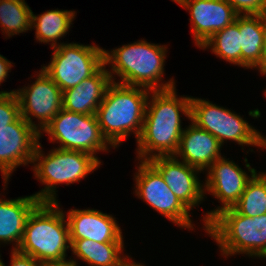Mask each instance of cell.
Instances as JSON below:
<instances>
[{"label": "cell", "mask_w": 266, "mask_h": 266, "mask_svg": "<svg viewBox=\"0 0 266 266\" xmlns=\"http://www.w3.org/2000/svg\"><path fill=\"white\" fill-rule=\"evenodd\" d=\"M261 147L266 148V137L261 135Z\"/></svg>", "instance_id": "cell-33"}, {"label": "cell", "mask_w": 266, "mask_h": 266, "mask_svg": "<svg viewBox=\"0 0 266 266\" xmlns=\"http://www.w3.org/2000/svg\"><path fill=\"white\" fill-rule=\"evenodd\" d=\"M76 260H60V261H47V262H42L41 266H78Z\"/></svg>", "instance_id": "cell-30"}, {"label": "cell", "mask_w": 266, "mask_h": 266, "mask_svg": "<svg viewBox=\"0 0 266 266\" xmlns=\"http://www.w3.org/2000/svg\"><path fill=\"white\" fill-rule=\"evenodd\" d=\"M41 202L34 196L5 200L0 198V242H15L17 250L22 242L27 219Z\"/></svg>", "instance_id": "cell-19"}, {"label": "cell", "mask_w": 266, "mask_h": 266, "mask_svg": "<svg viewBox=\"0 0 266 266\" xmlns=\"http://www.w3.org/2000/svg\"><path fill=\"white\" fill-rule=\"evenodd\" d=\"M20 116V104L15 91H0V130Z\"/></svg>", "instance_id": "cell-26"}, {"label": "cell", "mask_w": 266, "mask_h": 266, "mask_svg": "<svg viewBox=\"0 0 266 266\" xmlns=\"http://www.w3.org/2000/svg\"><path fill=\"white\" fill-rule=\"evenodd\" d=\"M75 17L74 11L48 10L39 16L32 12L31 29L35 28L36 40L41 43H51V47H57L58 39L66 35L70 30Z\"/></svg>", "instance_id": "cell-22"}, {"label": "cell", "mask_w": 266, "mask_h": 266, "mask_svg": "<svg viewBox=\"0 0 266 266\" xmlns=\"http://www.w3.org/2000/svg\"><path fill=\"white\" fill-rule=\"evenodd\" d=\"M244 161L246 163V168H248V171L251 173V177L235 164V162L229 161V159L227 160L224 157L217 159L207 169V171H209L207 172V180H205L206 182L204 183V192L208 191L215 196V198L219 199L222 206L205 214L203 228H205L218 212L233 207L239 201L247 182L256 173V170L251 168L247 158H245Z\"/></svg>", "instance_id": "cell-12"}, {"label": "cell", "mask_w": 266, "mask_h": 266, "mask_svg": "<svg viewBox=\"0 0 266 266\" xmlns=\"http://www.w3.org/2000/svg\"><path fill=\"white\" fill-rule=\"evenodd\" d=\"M239 15L263 14L266 0H225Z\"/></svg>", "instance_id": "cell-27"}, {"label": "cell", "mask_w": 266, "mask_h": 266, "mask_svg": "<svg viewBox=\"0 0 266 266\" xmlns=\"http://www.w3.org/2000/svg\"><path fill=\"white\" fill-rule=\"evenodd\" d=\"M50 141L59 142L58 148L76 150L95 155L99 151L109 150L108 141L102 135L96 115H84L67 111L64 108L43 130Z\"/></svg>", "instance_id": "cell-8"}, {"label": "cell", "mask_w": 266, "mask_h": 266, "mask_svg": "<svg viewBox=\"0 0 266 266\" xmlns=\"http://www.w3.org/2000/svg\"><path fill=\"white\" fill-rule=\"evenodd\" d=\"M52 49L51 63L43 66L42 71L61 91L77 86L104 65V50L96 45L60 43Z\"/></svg>", "instance_id": "cell-7"}, {"label": "cell", "mask_w": 266, "mask_h": 266, "mask_svg": "<svg viewBox=\"0 0 266 266\" xmlns=\"http://www.w3.org/2000/svg\"><path fill=\"white\" fill-rule=\"evenodd\" d=\"M149 162L160 172L169 189L190 211L204 199V186L197 178L199 169L175 156H157Z\"/></svg>", "instance_id": "cell-15"}, {"label": "cell", "mask_w": 266, "mask_h": 266, "mask_svg": "<svg viewBox=\"0 0 266 266\" xmlns=\"http://www.w3.org/2000/svg\"><path fill=\"white\" fill-rule=\"evenodd\" d=\"M233 208L248 217L266 214V173L256 172L252 176Z\"/></svg>", "instance_id": "cell-24"}, {"label": "cell", "mask_w": 266, "mask_h": 266, "mask_svg": "<svg viewBox=\"0 0 266 266\" xmlns=\"http://www.w3.org/2000/svg\"><path fill=\"white\" fill-rule=\"evenodd\" d=\"M41 147L39 142L32 160L34 176L45 184L41 192L34 194L40 202H57L55 188L58 184L80 182L101 164L99 159L83 151L54 148L45 156Z\"/></svg>", "instance_id": "cell-6"}, {"label": "cell", "mask_w": 266, "mask_h": 266, "mask_svg": "<svg viewBox=\"0 0 266 266\" xmlns=\"http://www.w3.org/2000/svg\"><path fill=\"white\" fill-rule=\"evenodd\" d=\"M221 143L208 131L191 123L182 133L178 151L174 155L201 171L221 158Z\"/></svg>", "instance_id": "cell-17"}, {"label": "cell", "mask_w": 266, "mask_h": 266, "mask_svg": "<svg viewBox=\"0 0 266 266\" xmlns=\"http://www.w3.org/2000/svg\"><path fill=\"white\" fill-rule=\"evenodd\" d=\"M67 214L70 240L124 242L121 229L112 215L94 209H70Z\"/></svg>", "instance_id": "cell-16"}, {"label": "cell", "mask_w": 266, "mask_h": 266, "mask_svg": "<svg viewBox=\"0 0 266 266\" xmlns=\"http://www.w3.org/2000/svg\"><path fill=\"white\" fill-rule=\"evenodd\" d=\"M175 90L174 87L151 91L152 101H147L143 129L137 140L138 160L149 161L157 156H174L178 151L184 131L181 128L180 113L190 120L191 97L178 98Z\"/></svg>", "instance_id": "cell-1"}, {"label": "cell", "mask_w": 266, "mask_h": 266, "mask_svg": "<svg viewBox=\"0 0 266 266\" xmlns=\"http://www.w3.org/2000/svg\"><path fill=\"white\" fill-rule=\"evenodd\" d=\"M12 64L5 57L0 54V85L6 80L9 69L11 70Z\"/></svg>", "instance_id": "cell-29"}, {"label": "cell", "mask_w": 266, "mask_h": 266, "mask_svg": "<svg viewBox=\"0 0 266 266\" xmlns=\"http://www.w3.org/2000/svg\"><path fill=\"white\" fill-rule=\"evenodd\" d=\"M241 67L255 68L264 75V27L262 14L239 15Z\"/></svg>", "instance_id": "cell-20"}, {"label": "cell", "mask_w": 266, "mask_h": 266, "mask_svg": "<svg viewBox=\"0 0 266 266\" xmlns=\"http://www.w3.org/2000/svg\"><path fill=\"white\" fill-rule=\"evenodd\" d=\"M163 46L139 40L111 52L104 49V64H111L112 72L108 71L111 81L114 82L113 74H116L121 80L117 83L128 86H140L151 91L174 88L173 78L166 83H159L164 76L167 53L166 46Z\"/></svg>", "instance_id": "cell-3"}, {"label": "cell", "mask_w": 266, "mask_h": 266, "mask_svg": "<svg viewBox=\"0 0 266 266\" xmlns=\"http://www.w3.org/2000/svg\"><path fill=\"white\" fill-rule=\"evenodd\" d=\"M31 21L32 10L25 0H0V26L8 37L30 30Z\"/></svg>", "instance_id": "cell-25"}, {"label": "cell", "mask_w": 266, "mask_h": 266, "mask_svg": "<svg viewBox=\"0 0 266 266\" xmlns=\"http://www.w3.org/2000/svg\"><path fill=\"white\" fill-rule=\"evenodd\" d=\"M65 216L58 202H41L29 215L17 250L40 263L66 259L70 239Z\"/></svg>", "instance_id": "cell-4"}, {"label": "cell", "mask_w": 266, "mask_h": 266, "mask_svg": "<svg viewBox=\"0 0 266 266\" xmlns=\"http://www.w3.org/2000/svg\"><path fill=\"white\" fill-rule=\"evenodd\" d=\"M39 139L40 133L21 115L0 130V171L5 184L16 167L32 163Z\"/></svg>", "instance_id": "cell-13"}, {"label": "cell", "mask_w": 266, "mask_h": 266, "mask_svg": "<svg viewBox=\"0 0 266 266\" xmlns=\"http://www.w3.org/2000/svg\"><path fill=\"white\" fill-rule=\"evenodd\" d=\"M220 247L222 255H266V214L248 217L233 207L218 212L204 229Z\"/></svg>", "instance_id": "cell-5"}, {"label": "cell", "mask_w": 266, "mask_h": 266, "mask_svg": "<svg viewBox=\"0 0 266 266\" xmlns=\"http://www.w3.org/2000/svg\"><path fill=\"white\" fill-rule=\"evenodd\" d=\"M128 257H130V256H127L119 265H117V266H144V265H142V264H138V263H136V262H134V261H130L129 259H128Z\"/></svg>", "instance_id": "cell-32"}, {"label": "cell", "mask_w": 266, "mask_h": 266, "mask_svg": "<svg viewBox=\"0 0 266 266\" xmlns=\"http://www.w3.org/2000/svg\"><path fill=\"white\" fill-rule=\"evenodd\" d=\"M10 266H41V263L30 255L23 254L18 250L11 251Z\"/></svg>", "instance_id": "cell-28"}, {"label": "cell", "mask_w": 266, "mask_h": 266, "mask_svg": "<svg viewBox=\"0 0 266 266\" xmlns=\"http://www.w3.org/2000/svg\"><path fill=\"white\" fill-rule=\"evenodd\" d=\"M140 163L134 176L135 194L171 222L193 230L189 210L169 189L160 172L149 161Z\"/></svg>", "instance_id": "cell-10"}, {"label": "cell", "mask_w": 266, "mask_h": 266, "mask_svg": "<svg viewBox=\"0 0 266 266\" xmlns=\"http://www.w3.org/2000/svg\"><path fill=\"white\" fill-rule=\"evenodd\" d=\"M209 47L216 56L218 55V57L229 63L241 66L239 15L231 25L214 33L208 41L201 46L202 49H207Z\"/></svg>", "instance_id": "cell-23"}, {"label": "cell", "mask_w": 266, "mask_h": 266, "mask_svg": "<svg viewBox=\"0 0 266 266\" xmlns=\"http://www.w3.org/2000/svg\"><path fill=\"white\" fill-rule=\"evenodd\" d=\"M176 3L189 10L191 32L199 48L239 15L225 0H177Z\"/></svg>", "instance_id": "cell-14"}, {"label": "cell", "mask_w": 266, "mask_h": 266, "mask_svg": "<svg viewBox=\"0 0 266 266\" xmlns=\"http://www.w3.org/2000/svg\"><path fill=\"white\" fill-rule=\"evenodd\" d=\"M190 121L216 137L221 145L224 141H235L239 145H254L261 148V135L243 118L210 101L191 97Z\"/></svg>", "instance_id": "cell-9"}, {"label": "cell", "mask_w": 266, "mask_h": 266, "mask_svg": "<svg viewBox=\"0 0 266 266\" xmlns=\"http://www.w3.org/2000/svg\"><path fill=\"white\" fill-rule=\"evenodd\" d=\"M104 64L93 76L62 91V108L84 115H96L108 85L112 82Z\"/></svg>", "instance_id": "cell-18"}, {"label": "cell", "mask_w": 266, "mask_h": 266, "mask_svg": "<svg viewBox=\"0 0 266 266\" xmlns=\"http://www.w3.org/2000/svg\"><path fill=\"white\" fill-rule=\"evenodd\" d=\"M37 77L31 86L15 90V94L20 104V115L40 133L41 137V131L62 109L63 98L61 89L42 69ZM31 117L40 120L39 126Z\"/></svg>", "instance_id": "cell-11"}, {"label": "cell", "mask_w": 266, "mask_h": 266, "mask_svg": "<svg viewBox=\"0 0 266 266\" xmlns=\"http://www.w3.org/2000/svg\"><path fill=\"white\" fill-rule=\"evenodd\" d=\"M151 90L111 82L96 111L98 125L104 138L117 147L130 132L139 139Z\"/></svg>", "instance_id": "cell-2"}, {"label": "cell", "mask_w": 266, "mask_h": 266, "mask_svg": "<svg viewBox=\"0 0 266 266\" xmlns=\"http://www.w3.org/2000/svg\"><path fill=\"white\" fill-rule=\"evenodd\" d=\"M0 266H5L4 263H3V261L1 260V258H0Z\"/></svg>", "instance_id": "cell-34"}, {"label": "cell", "mask_w": 266, "mask_h": 266, "mask_svg": "<svg viewBox=\"0 0 266 266\" xmlns=\"http://www.w3.org/2000/svg\"><path fill=\"white\" fill-rule=\"evenodd\" d=\"M262 22L264 27V74H266V11L262 14Z\"/></svg>", "instance_id": "cell-31"}, {"label": "cell", "mask_w": 266, "mask_h": 266, "mask_svg": "<svg viewBox=\"0 0 266 266\" xmlns=\"http://www.w3.org/2000/svg\"><path fill=\"white\" fill-rule=\"evenodd\" d=\"M124 242H95L90 239L70 240L73 255L90 266H117L127 256H121Z\"/></svg>", "instance_id": "cell-21"}]
</instances>
